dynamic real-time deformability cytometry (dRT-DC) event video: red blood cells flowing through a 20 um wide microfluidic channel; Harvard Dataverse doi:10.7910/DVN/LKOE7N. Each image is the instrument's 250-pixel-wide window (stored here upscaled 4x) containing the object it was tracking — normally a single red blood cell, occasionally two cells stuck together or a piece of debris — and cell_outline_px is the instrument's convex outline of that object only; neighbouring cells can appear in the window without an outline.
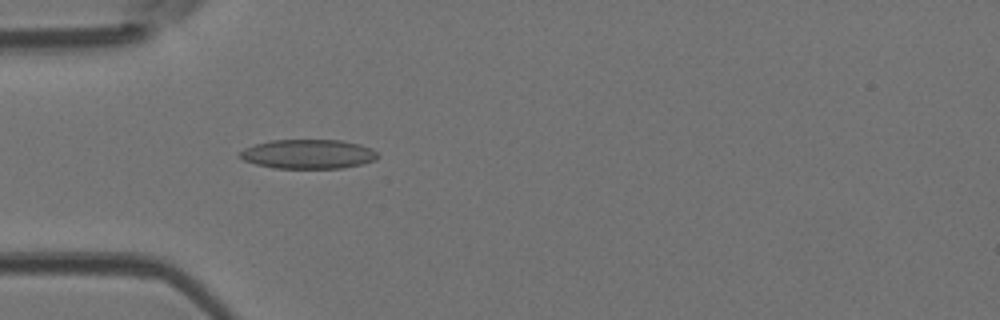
{"species": "Egyptian fruit bat (a non-hibernating species)", "species_latin": "Rousettus aegyptiacus", "temperature_condition": "room temperature", "stored_images_in_passage": 3, "camera_frame_rate_fps": 3000, "um_per_image_px": 0.085, "animal": {"sex": "female"}, "frame": {"image": 1, "passage_image": 3, "time_ms": 0.667, "image_size_px": [1000, 320], "cell_outline_px": [[380, 156], [376, 160], [344, 168], [272, 168], [256, 164], [244, 160], [236, 156], [244, 148], [256, 144], [272, 140], [340, 140], [360, 144], [372, 148]], "centroid_in_image_um": [26.2, 13.1], "position_along_channel_um": 58.8, "area_um2": 23.64}}